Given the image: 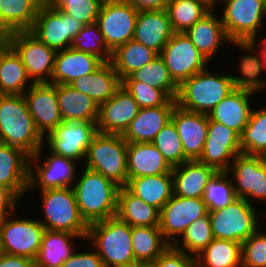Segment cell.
Segmentation results:
<instances>
[{
	"instance_id": "cell-38",
	"label": "cell",
	"mask_w": 266,
	"mask_h": 267,
	"mask_svg": "<svg viewBox=\"0 0 266 267\" xmlns=\"http://www.w3.org/2000/svg\"><path fill=\"white\" fill-rule=\"evenodd\" d=\"M158 55L159 54L151 48L131 39L112 52L111 63L122 81L135 70L150 63Z\"/></svg>"
},
{
	"instance_id": "cell-14",
	"label": "cell",
	"mask_w": 266,
	"mask_h": 267,
	"mask_svg": "<svg viewBox=\"0 0 266 267\" xmlns=\"http://www.w3.org/2000/svg\"><path fill=\"white\" fill-rule=\"evenodd\" d=\"M240 154V135L232 128L209 118L206 141L197 161L213 167L217 172H227L235 157Z\"/></svg>"
},
{
	"instance_id": "cell-17",
	"label": "cell",
	"mask_w": 266,
	"mask_h": 267,
	"mask_svg": "<svg viewBox=\"0 0 266 267\" xmlns=\"http://www.w3.org/2000/svg\"><path fill=\"white\" fill-rule=\"evenodd\" d=\"M41 149L29 159L28 189L32 190V188L39 187L40 190H45L50 188L72 187V181L75 182L77 179L75 178L77 168L75 166L77 165L75 160L49 152L50 155L47 156V159L42 164L39 160L42 155ZM32 165L36 166L33 167Z\"/></svg>"
},
{
	"instance_id": "cell-7",
	"label": "cell",
	"mask_w": 266,
	"mask_h": 267,
	"mask_svg": "<svg viewBox=\"0 0 266 267\" xmlns=\"http://www.w3.org/2000/svg\"><path fill=\"white\" fill-rule=\"evenodd\" d=\"M46 230L66 231L87 239L89 225L82 218L72 187L41 190Z\"/></svg>"
},
{
	"instance_id": "cell-50",
	"label": "cell",
	"mask_w": 266,
	"mask_h": 267,
	"mask_svg": "<svg viewBox=\"0 0 266 267\" xmlns=\"http://www.w3.org/2000/svg\"><path fill=\"white\" fill-rule=\"evenodd\" d=\"M241 267H266V233L259 228L241 244Z\"/></svg>"
},
{
	"instance_id": "cell-12",
	"label": "cell",
	"mask_w": 266,
	"mask_h": 267,
	"mask_svg": "<svg viewBox=\"0 0 266 267\" xmlns=\"http://www.w3.org/2000/svg\"><path fill=\"white\" fill-rule=\"evenodd\" d=\"M159 55L178 86L205 70L209 63L184 32H174Z\"/></svg>"
},
{
	"instance_id": "cell-40",
	"label": "cell",
	"mask_w": 266,
	"mask_h": 267,
	"mask_svg": "<svg viewBox=\"0 0 266 267\" xmlns=\"http://www.w3.org/2000/svg\"><path fill=\"white\" fill-rule=\"evenodd\" d=\"M122 81H139L148 84L163 90L171 99L175 100L179 92V86L171 78L169 70L160 55L142 68L135 70Z\"/></svg>"
},
{
	"instance_id": "cell-22",
	"label": "cell",
	"mask_w": 266,
	"mask_h": 267,
	"mask_svg": "<svg viewBox=\"0 0 266 267\" xmlns=\"http://www.w3.org/2000/svg\"><path fill=\"white\" fill-rule=\"evenodd\" d=\"M173 34L166 9L138 12L133 37L137 42L160 54Z\"/></svg>"
},
{
	"instance_id": "cell-51",
	"label": "cell",
	"mask_w": 266,
	"mask_h": 267,
	"mask_svg": "<svg viewBox=\"0 0 266 267\" xmlns=\"http://www.w3.org/2000/svg\"><path fill=\"white\" fill-rule=\"evenodd\" d=\"M155 267H197L196 257L170 245L154 262Z\"/></svg>"
},
{
	"instance_id": "cell-30",
	"label": "cell",
	"mask_w": 266,
	"mask_h": 267,
	"mask_svg": "<svg viewBox=\"0 0 266 267\" xmlns=\"http://www.w3.org/2000/svg\"><path fill=\"white\" fill-rule=\"evenodd\" d=\"M45 0H0V38L9 33L29 31Z\"/></svg>"
},
{
	"instance_id": "cell-37",
	"label": "cell",
	"mask_w": 266,
	"mask_h": 267,
	"mask_svg": "<svg viewBox=\"0 0 266 267\" xmlns=\"http://www.w3.org/2000/svg\"><path fill=\"white\" fill-rule=\"evenodd\" d=\"M131 238L138 263H153L170 246L159 226L131 227Z\"/></svg>"
},
{
	"instance_id": "cell-23",
	"label": "cell",
	"mask_w": 266,
	"mask_h": 267,
	"mask_svg": "<svg viewBox=\"0 0 266 267\" xmlns=\"http://www.w3.org/2000/svg\"><path fill=\"white\" fill-rule=\"evenodd\" d=\"M29 159L22 149L0 142V185L18 198L28 190Z\"/></svg>"
},
{
	"instance_id": "cell-54",
	"label": "cell",
	"mask_w": 266,
	"mask_h": 267,
	"mask_svg": "<svg viewBox=\"0 0 266 267\" xmlns=\"http://www.w3.org/2000/svg\"><path fill=\"white\" fill-rule=\"evenodd\" d=\"M0 267H36L35 260L17 255L0 253Z\"/></svg>"
},
{
	"instance_id": "cell-5",
	"label": "cell",
	"mask_w": 266,
	"mask_h": 267,
	"mask_svg": "<svg viewBox=\"0 0 266 267\" xmlns=\"http://www.w3.org/2000/svg\"><path fill=\"white\" fill-rule=\"evenodd\" d=\"M225 3L221 19L230 44L255 52L258 29L265 17L263 0H220Z\"/></svg>"
},
{
	"instance_id": "cell-15",
	"label": "cell",
	"mask_w": 266,
	"mask_h": 267,
	"mask_svg": "<svg viewBox=\"0 0 266 267\" xmlns=\"http://www.w3.org/2000/svg\"><path fill=\"white\" fill-rule=\"evenodd\" d=\"M138 12L125 1L101 6L96 23L111 52L133 39Z\"/></svg>"
},
{
	"instance_id": "cell-34",
	"label": "cell",
	"mask_w": 266,
	"mask_h": 267,
	"mask_svg": "<svg viewBox=\"0 0 266 267\" xmlns=\"http://www.w3.org/2000/svg\"><path fill=\"white\" fill-rule=\"evenodd\" d=\"M83 238L66 231L44 230L41 247L35 258L36 267H62L75 252L73 238ZM72 239V240H71Z\"/></svg>"
},
{
	"instance_id": "cell-1",
	"label": "cell",
	"mask_w": 266,
	"mask_h": 267,
	"mask_svg": "<svg viewBox=\"0 0 266 267\" xmlns=\"http://www.w3.org/2000/svg\"><path fill=\"white\" fill-rule=\"evenodd\" d=\"M23 95L0 94V142L22 149L30 157L44 142Z\"/></svg>"
},
{
	"instance_id": "cell-61",
	"label": "cell",
	"mask_w": 266,
	"mask_h": 267,
	"mask_svg": "<svg viewBox=\"0 0 266 267\" xmlns=\"http://www.w3.org/2000/svg\"><path fill=\"white\" fill-rule=\"evenodd\" d=\"M262 157L266 160V153Z\"/></svg>"
},
{
	"instance_id": "cell-46",
	"label": "cell",
	"mask_w": 266,
	"mask_h": 267,
	"mask_svg": "<svg viewBox=\"0 0 266 267\" xmlns=\"http://www.w3.org/2000/svg\"><path fill=\"white\" fill-rule=\"evenodd\" d=\"M151 143L157 147L172 168L189 161L185 157L180 136L171 120L157 133Z\"/></svg>"
},
{
	"instance_id": "cell-26",
	"label": "cell",
	"mask_w": 266,
	"mask_h": 267,
	"mask_svg": "<svg viewBox=\"0 0 266 267\" xmlns=\"http://www.w3.org/2000/svg\"><path fill=\"white\" fill-rule=\"evenodd\" d=\"M217 171L197 160H189L173 167L174 195L185 198H202L209 180Z\"/></svg>"
},
{
	"instance_id": "cell-36",
	"label": "cell",
	"mask_w": 266,
	"mask_h": 267,
	"mask_svg": "<svg viewBox=\"0 0 266 267\" xmlns=\"http://www.w3.org/2000/svg\"><path fill=\"white\" fill-rule=\"evenodd\" d=\"M160 211L132 194L125 186L118 192L116 216L131 227L159 226Z\"/></svg>"
},
{
	"instance_id": "cell-6",
	"label": "cell",
	"mask_w": 266,
	"mask_h": 267,
	"mask_svg": "<svg viewBox=\"0 0 266 267\" xmlns=\"http://www.w3.org/2000/svg\"><path fill=\"white\" fill-rule=\"evenodd\" d=\"M85 167L103 174L120 187L128 182L127 141L118 134L98 132L88 147Z\"/></svg>"
},
{
	"instance_id": "cell-49",
	"label": "cell",
	"mask_w": 266,
	"mask_h": 267,
	"mask_svg": "<svg viewBox=\"0 0 266 267\" xmlns=\"http://www.w3.org/2000/svg\"><path fill=\"white\" fill-rule=\"evenodd\" d=\"M122 86L133 96L140 108L177 105L163 90L139 81H122Z\"/></svg>"
},
{
	"instance_id": "cell-19",
	"label": "cell",
	"mask_w": 266,
	"mask_h": 267,
	"mask_svg": "<svg viewBox=\"0 0 266 267\" xmlns=\"http://www.w3.org/2000/svg\"><path fill=\"white\" fill-rule=\"evenodd\" d=\"M27 92V93H26ZM23 96L36 129L44 137L63 122L57 96V84H33Z\"/></svg>"
},
{
	"instance_id": "cell-53",
	"label": "cell",
	"mask_w": 266,
	"mask_h": 267,
	"mask_svg": "<svg viewBox=\"0 0 266 267\" xmlns=\"http://www.w3.org/2000/svg\"><path fill=\"white\" fill-rule=\"evenodd\" d=\"M19 198L8 188L0 185V220L16 209Z\"/></svg>"
},
{
	"instance_id": "cell-33",
	"label": "cell",
	"mask_w": 266,
	"mask_h": 267,
	"mask_svg": "<svg viewBox=\"0 0 266 267\" xmlns=\"http://www.w3.org/2000/svg\"><path fill=\"white\" fill-rule=\"evenodd\" d=\"M57 96L63 121H85L97 124L99 105L88 95L69 85L57 84Z\"/></svg>"
},
{
	"instance_id": "cell-55",
	"label": "cell",
	"mask_w": 266,
	"mask_h": 267,
	"mask_svg": "<svg viewBox=\"0 0 266 267\" xmlns=\"http://www.w3.org/2000/svg\"><path fill=\"white\" fill-rule=\"evenodd\" d=\"M131 4L136 10H162L167 9L170 0H123Z\"/></svg>"
},
{
	"instance_id": "cell-59",
	"label": "cell",
	"mask_w": 266,
	"mask_h": 267,
	"mask_svg": "<svg viewBox=\"0 0 266 267\" xmlns=\"http://www.w3.org/2000/svg\"><path fill=\"white\" fill-rule=\"evenodd\" d=\"M131 267H155L153 263H137Z\"/></svg>"
},
{
	"instance_id": "cell-60",
	"label": "cell",
	"mask_w": 266,
	"mask_h": 267,
	"mask_svg": "<svg viewBox=\"0 0 266 267\" xmlns=\"http://www.w3.org/2000/svg\"><path fill=\"white\" fill-rule=\"evenodd\" d=\"M263 8H264V13L266 15V0H263Z\"/></svg>"
},
{
	"instance_id": "cell-52",
	"label": "cell",
	"mask_w": 266,
	"mask_h": 267,
	"mask_svg": "<svg viewBox=\"0 0 266 267\" xmlns=\"http://www.w3.org/2000/svg\"><path fill=\"white\" fill-rule=\"evenodd\" d=\"M62 267H104V264L96 250H93V252L73 253Z\"/></svg>"
},
{
	"instance_id": "cell-43",
	"label": "cell",
	"mask_w": 266,
	"mask_h": 267,
	"mask_svg": "<svg viewBox=\"0 0 266 267\" xmlns=\"http://www.w3.org/2000/svg\"><path fill=\"white\" fill-rule=\"evenodd\" d=\"M181 236L182 243L177 240L172 245L175 249L184 251L187 254L191 253L190 255H194V257L200 254L214 239L209 212L193 221Z\"/></svg>"
},
{
	"instance_id": "cell-21",
	"label": "cell",
	"mask_w": 266,
	"mask_h": 267,
	"mask_svg": "<svg viewBox=\"0 0 266 267\" xmlns=\"http://www.w3.org/2000/svg\"><path fill=\"white\" fill-rule=\"evenodd\" d=\"M171 121L180 136L185 157L188 160H198L206 141L209 116L186 111L176 105L171 115Z\"/></svg>"
},
{
	"instance_id": "cell-9",
	"label": "cell",
	"mask_w": 266,
	"mask_h": 267,
	"mask_svg": "<svg viewBox=\"0 0 266 267\" xmlns=\"http://www.w3.org/2000/svg\"><path fill=\"white\" fill-rule=\"evenodd\" d=\"M4 41L20 57L34 84L50 83L56 55L54 49L40 42L29 31L11 32Z\"/></svg>"
},
{
	"instance_id": "cell-41",
	"label": "cell",
	"mask_w": 266,
	"mask_h": 267,
	"mask_svg": "<svg viewBox=\"0 0 266 267\" xmlns=\"http://www.w3.org/2000/svg\"><path fill=\"white\" fill-rule=\"evenodd\" d=\"M242 154L263 156L266 153V108L252 109L240 135Z\"/></svg>"
},
{
	"instance_id": "cell-24",
	"label": "cell",
	"mask_w": 266,
	"mask_h": 267,
	"mask_svg": "<svg viewBox=\"0 0 266 267\" xmlns=\"http://www.w3.org/2000/svg\"><path fill=\"white\" fill-rule=\"evenodd\" d=\"M103 63L104 61L98 56L72 48L57 51L50 84L69 85L77 78L91 74Z\"/></svg>"
},
{
	"instance_id": "cell-11",
	"label": "cell",
	"mask_w": 266,
	"mask_h": 267,
	"mask_svg": "<svg viewBox=\"0 0 266 267\" xmlns=\"http://www.w3.org/2000/svg\"><path fill=\"white\" fill-rule=\"evenodd\" d=\"M12 214L15 215V211L0 220V253L35 260L45 228L40 219L12 218Z\"/></svg>"
},
{
	"instance_id": "cell-35",
	"label": "cell",
	"mask_w": 266,
	"mask_h": 267,
	"mask_svg": "<svg viewBox=\"0 0 266 267\" xmlns=\"http://www.w3.org/2000/svg\"><path fill=\"white\" fill-rule=\"evenodd\" d=\"M125 187L159 211L174 195L172 173L128 179Z\"/></svg>"
},
{
	"instance_id": "cell-56",
	"label": "cell",
	"mask_w": 266,
	"mask_h": 267,
	"mask_svg": "<svg viewBox=\"0 0 266 267\" xmlns=\"http://www.w3.org/2000/svg\"><path fill=\"white\" fill-rule=\"evenodd\" d=\"M261 46L259 47L260 48V52H261L260 54H261L262 61H263L264 65H265V67H266V38L265 39L263 38L261 40Z\"/></svg>"
},
{
	"instance_id": "cell-3",
	"label": "cell",
	"mask_w": 266,
	"mask_h": 267,
	"mask_svg": "<svg viewBox=\"0 0 266 267\" xmlns=\"http://www.w3.org/2000/svg\"><path fill=\"white\" fill-rule=\"evenodd\" d=\"M87 238L104 267H131L138 263L132 248L131 226L117 216L90 224Z\"/></svg>"
},
{
	"instance_id": "cell-2",
	"label": "cell",
	"mask_w": 266,
	"mask_h": 267,
	"mask_svg": "<svg viewBox=\"0 0 266 267\" xmlns=\"http://www.w3.org/2000/svg\"><path fill=\"white\" fill-rule=\"evenodd\" d=\"M82 172L72 189L85 222L90 225L116 216L120 186L86 167Z\"/></svg>"
},
{
	"instance_id": "cell-29",
	"label": "cell",
	"mask_w": 266,
	"mask_h": 267,
	"mask_svg": "<svg viewBox=\"0 0 266 267\" xmlns=\"http://www.w3.org/2000/svg\"><path fill=\"white\" fill-rule=\"evenodd\" d=\"M253 94L234 89L213 108L208 114L209 118L232 128L241 135L252 111L249 100Z\"/></svg>"
},
{
	"instance_id": "cell-27",
	"label": "cell",
	"mask_w": 266,
	"mask_h": 267,
	"mask_svg": "<svg viewBox=\"0 0 266 267\" xmlns=\"http://www.w3.org/2000/svg\"><path fill=\"white\" fill-rule=\"evenodd\" d=\"M175 106L140 108L122 137L131 143H151L157 133L171 120Z\"/></svg>"
},
{
	"instance_id": "cell-57",
	"label": "cell",
	"mask_w": 266,
	"mask_h": 267,
	"mask_svg": "<svg viewBox=\"0 0 266 267\" xmlns=\"http://www.w3.org/2000/svg\"><path fill=\"white\" fill-rule=\"evenodd\" d=\"M198 1L202 2L203 4H205L211 10H213V8L215 7L214 5H216L218 2H220V0H198Z\"/></svg>"
},
{
	"instance_id": "cell-58",
	"label": "cell",
	"mask_w": 266,
	"mask_h": 267,
	"mask_svg": "<svg viewBox=\"0 0 266 267\" xmlns=\"http://www.w3.org/2000/svg\"><path fill=\"white\" fill-rule=\"evenodd\" d=\"M101 6L103 5H109V4H112V3H118V2H121L123 0H96Z\"/></svg>"
},
{
	"instance_id": "cell-13",
	"label": "cell",
	"mask_w": 266,
	"mask_h": 267,
	"mask_svg": "<svg viewBox=\"0 0 266 267\" xmlns=\"http://www.w3.org/2000/svg\"><path fill=\"white\" fill-rule=\"evenodd\" d=\"M97 133L95 122L63 121L46 135V142L53 154L77 162L86 157L88 147Z\"/></svg>"
},
{
	"instance_id": "cell-16",
	"label": "cell",
	"mask_w": 266,
	"mask_h": 267,
	"mask_svg": "<svg viewBox=\"0 0 266 267\" xmlns=\"http://www.w3.org/2000/svg\"><path fill=\"white\" fill-rule=\"evenodd\" d=\"M207 213L208 209L202 198L173 195L160 210L159 228L165 240L173 245L193 221Z\"/></svg>"
},
{
	"instance_id": "cell-45",
	"label": "cell",
	"mask_w": 266,
	"mask_h": 267,
	"mask_svg": "<svg viewBox=\"0 0 266 267\" xmlns=\"http://www.w3.org/2000/svg\"><path fill=\"white\" fill-rule=\"evenodd\" d=\"M228 176L227 172H216L209 180L202 197L208 211L222 209L238 198L233 187L234 180H229Z\"/></svg>"
},
{
	"instance_id": "cell-10",
	"label": "cell",
	"mask_w": 266,
	"mask_h": 267,
	"mask_svg": "<svg viewBox=\"0 0 266 267\" xmlns=\"http://www.w3.org/2000/svg\"><path fill=\"white\" fill-rule=\"evenodd\" d=\"M85 25L44 2L29 32L56 52L70 48L73 38Z\"/></svg>"
},
{
	"instance_id": "cell-4",
	"label": "cell",
	"mask_w": 266,
	"mask_h": 267,
	"mask_svg": "<svg viewBox=\"0 0 266 267\" xmlns=\"http://www.w3.org/2000/svg\"><path fill=\"white\" fill-rule=\"evenodd\" d=\"M210 73L207 68L179 86L177 105L190 112L208 115L235 88L230 75Z\"/></svg>"
},
{
	"instance_id": "cell-20",
	"label": "cell",
	"mask_w": 266,
	"mask_h": 267,
	"mask_svg": "<svg viewBox=\"0 0 266 267\" xmlns=\"http://www.w3.org/2000/svg\"><path fill=\"white\" fill-rule=\"evenodd\" d=\"M139 110L133 96L121 85L112 98L99 106L98 132L123 135Z\"/></svg>"
},
{
	"instance_id": "cell-8",
	"label": "cell",
	"mask_w": 266,
	"mask_h": 267,
	"mask_svg": "<svg viewBox=\"0 0 266 267\" xmlns=\"http://www.w3.org/2000/svg\"><path fill=\"white\" fill-rule=\"evenodd\" d=\"M213 237L243 243L258 229V212L253 204L237 198L226 207L208 211Z\"/></svg>"
},
{
	"instance_id": "cell-42",
	"label": "cell",
	"mask_w": 266,
	"mask_h": 267,
	"mask_svg": "<svg viewBox=\"0 0 266 267\" xmlns=\"http://www.w3.org/2000/svg\"><path fill=\"white\" fill-rule=\"evenodd\" d=\"M174 32H186L211 9L198 0H170L167 9Z\"/></svg>"
},
{
	"instance_id": "cell-18",
	"label": "cell",
	"mask_w": 266,
	"mask_h": 267,
	"mask_svg": "<svg viewBox=\"0 0 266 267\" xmlns=\"http://www.w3.org/2000/svg\"><path fill=\"white\" fill-rule=\"evenodd\" d=\"M227 173L236 180L233 187L238 198L249 203L250 198L266 200V160L262 156L237 155Z\"/></svg>"
},
{
	"instance_id": "cell-32",
	"label": "cell",
	"mask_w": 266,
	"mask_h": 267,
	"mask_svg": "<svg viewBox=\"0 0 266 267\" xmlns=\"http://www.w3.org/2000/svg\"><path fill=\"white\" fill-rule=\"evenodd\" d=\"M28 81L34 84L20 57L0 38V94L23 95L31 87Z\"/></svg>"
},
{
	"instance_id": "cell-28",
	"label": "cell",
	"mask_w": 266,
	"mask_h": 267,
	"mask_svg": "<svg viewBox=\"0 0 266 267\" xmlns=\"http://www.w3.org/2000/svg\"><path fill=\"white\" fill-rule=\"evenodd\" d=\"M122 85L111 61L104 62L89 75L77 78L69 84L73 89L92 98L99 106L112 98Z\"/></svg>"
},
{
	"instance_id": "cell-25",
	"label": "cell",
	"mask_w": 266,
	"mask_h": 267,
	"mask_svg": "<svg viewBox=\"0 0 266 267\" xmlns=\"http://www.w3.org/2000/svg\"><path fill=\"white\" fill-rule=\"evenodd\" d=\"M172 169L152 143L127 142L128 179L172 173Z\"/></svg>"
},
{
	"instance_id": "cell-39",
	"label": "cell",
	"mask_w": 266,
	"mask_h": 267,
	"mask_svg": "<svg viewBox=\"0 0 266 267\" xmlns=\"http://www.w3.org/2000/svg\"><path fill=\"white\" fill-rule=\"evenodd\" d=\"M196 261L197 267H241V243L214 238Z\"/></svg>"
},
{
	"instance_id": "cell-44",
	"label": "cell",
	"mask_w": 266,
	"mask_h": 267,
	"mask_svg": "<svg viewBox=\"0 0 266 267\" xmlns=\"http://www.w3.org/2000/svg\"><path fill=\"white\" fill-rule=\"evenodd\" d=\"M258 55L252 56V54H248L240 57L239 70L243 77L230 75L235 89L257 93L266 87V80L259 77L266 67L262 61L261 54L259 53Z\"/></svg>"
},
{
	"instance_id": "cell-31",
	"label": "cell",
	"mask_w": 266,
	"mask_h": 267,
	"mask_svg": "<svg viewBox=\"0 0 266 267\" xmlns=\"http://www.w3.org/2000/svg\"><path fill=\"white\" fill-rule=\"evenodd\" d=\"M185 34L209 62L223 42H231L226 34L221 17H217L212 10L189 28Z\"/></svg>"
},
{
	"instance_id": "cell-48",
	"label": "cell",
	"mask_w": 266,
	"mask_h": 267,
	"mask_svg": "<svg viewBox=\"0 0 266 267\" xmlns=\"http://www.w3.org/2000/svg\"><path fill=\"white\" fill-rule=\"evenodd\" d=\"M45 2L84 25L96 23L101 8L96 0H45Z\"/></svg>"
},
{
	"instance_id": "cell-47",
	"label": "cell",
	"mask_w": 266,
	"mask_h": 267,
	"mask_svg": "<svg viewBox=\"0 0 266 267\" xmlns=\"http://www.w3.org/2000/svg\"><path fill=\"white\" fill-rule=\"evenodd\" d=\"M70 48L98 56L104 62L112 59V52L107 48L97 23L85 25L73 38Z\"/></svg>"
}]
</instances>
